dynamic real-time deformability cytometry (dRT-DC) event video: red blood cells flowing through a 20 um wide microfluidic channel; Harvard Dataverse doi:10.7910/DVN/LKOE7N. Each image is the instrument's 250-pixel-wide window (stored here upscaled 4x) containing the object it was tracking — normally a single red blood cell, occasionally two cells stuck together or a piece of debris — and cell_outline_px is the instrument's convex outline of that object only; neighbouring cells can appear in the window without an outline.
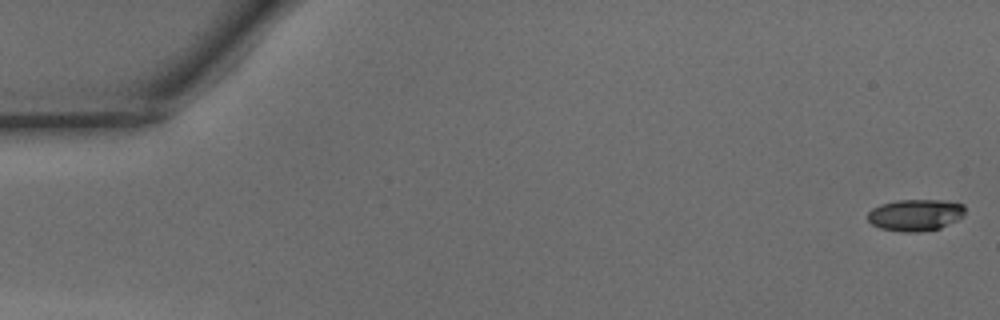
{"species": "common noctule bat (a hibernating species)", "species_latin": "Nyctalus noctula", "temperature_condition": "warm", "stored_images_in_passage": 49, "camera_frame_rate_fps": 3000, "um_per_image_px": 0.085, "animal": {"sex": "male", "body_mass_g": 15.6}, "frame": {"image": 1, "passage_image": 1, "time_ms": 0.0, "image_size_px": [1000, 320], "cell_outline_px": [[964, 216], [940, 228], [920, 232], [904, 232], [880, 228], [872, 224], [868, 220], [868, 212], [872, 208], [880, 204], [896, 200], [944, 200], [964, 204]], "centroid_in_image_um": [77.8, 18.27], "position_along_channel_um": 7.2, "area_um2": 18.03}}
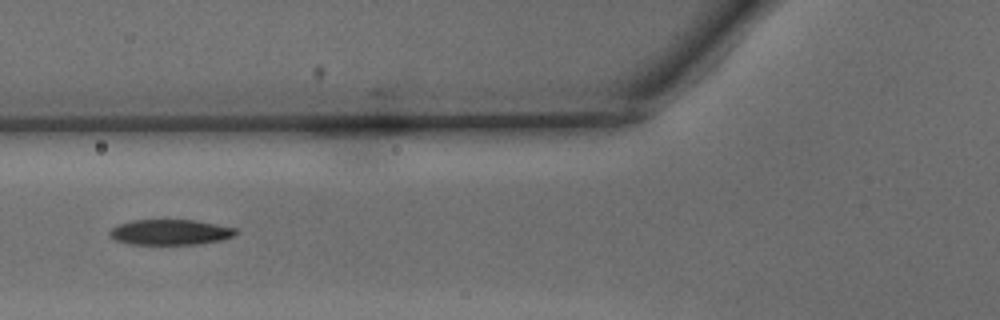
{"frame": {"image": 2, "passage_image": 19, "time_ms": 6.0, "image_size_px": [1000, 320], "cell_outline_px": [[240, 232], [232, 236], [220, 240], [200, 244], [128, 244], [116, 240], [108, 236], [108, 232], [112, 228], [120, 224], [132, 220], [196, 220], [236, 228]], "centroid_in_image_um": [14.47, 19.73], "position_along_channel_um": 111.3, "area_um2": 18.73}}
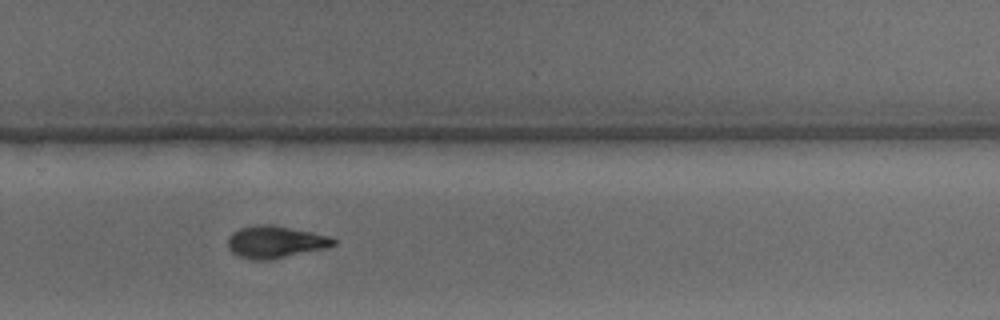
{"frame": {"image": 3, "passage_image": 33, "time_ms": 10.667, "image_size_px": [1000, 320], "cell_outline_px": [[336, 244], [328, 248], [264, 260], [252, 260], [236, 256], [228, 248], [228, 236], [232, 232], [240, 228], [256, 224], [272, 224], [328, 236], [336, 240]], "centroid_in_image_um": [23.35, 20.56], "position_along_channel_um": 306.4, "area_um2": 19.71}, "authors_computed_cell_mechanics": {"area_um2": 18.785, "velocity_mm_per_s": 4.1783, "shape_relaxation_time_tau1_ms": 3.253, "shape_relaxation_time_tau2_ms": 2.1698, "deformation_change_tau1": 0.148, "deformation_change_tau2": 0.0938}}